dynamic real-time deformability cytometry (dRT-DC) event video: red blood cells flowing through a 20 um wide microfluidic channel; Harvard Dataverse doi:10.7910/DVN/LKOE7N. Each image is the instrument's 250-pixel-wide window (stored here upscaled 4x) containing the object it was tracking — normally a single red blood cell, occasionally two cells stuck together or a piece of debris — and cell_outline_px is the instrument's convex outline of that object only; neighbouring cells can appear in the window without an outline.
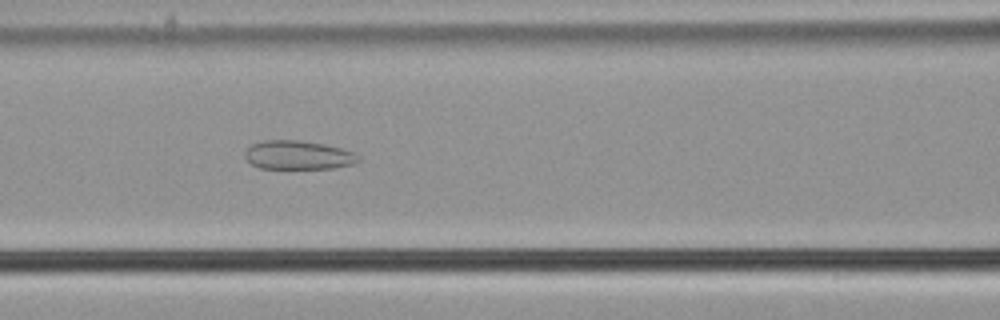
{"species": "common noctule bat (a hibernating species)", "species_latin": "Nyctalus noctula", "temperature_condition": "cold", "stored_images_in_passage": 44, "camera_frame_rate_fps": 3000, "um_per_image_px": 0.085, "animal": {"sex": "male", "body_mass_g": 21.5, "forearm_length_mm": 52.0}, "frame": {"image": 1, "passage_image": 13, "time_ms": 4.0, "image_size_px": [1000, 320], "cell_outline_px": [[360, 160], [356, 164], [332, 168], [260, 168], [252, 164], [244, 156], [244, 152], [252, 144], [264, 140], [300, 140], [324, 144], [340, 148], [352, 152], [360, 156]], "centroid_in_image_um": [25.36, 13.18], "position_along_channel_um": 141.2, "area_um2": 19.02}}
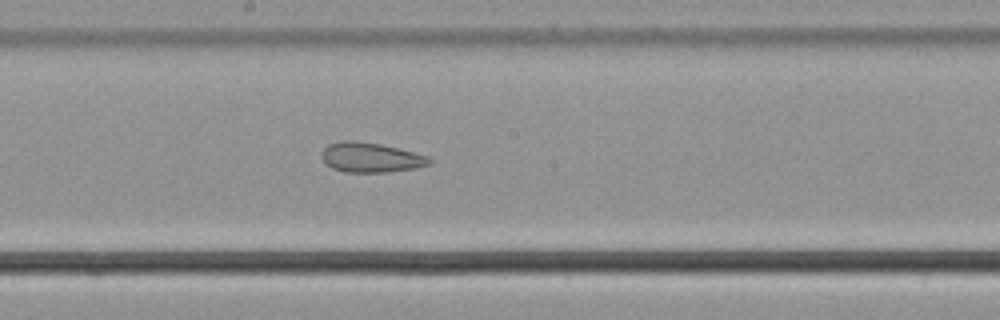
{"frame": {"image": 2, "passage_image": 19, "time_ms": 6.0, "image_size_px": [1000, 320], "cell_outline_px": [[432, 164], [416, 168], [388, 172], [344, 172], [332, 168], [324, 164], [320, 156], [324, 148], [328, 144], [344, 140], [356, 140], [380, 144], [428, 156], [432, 160]], "centroid_in_image_um": [31.48, 13.39], "position_along_channel_um": 216.7, "area_um2": 18.84}}
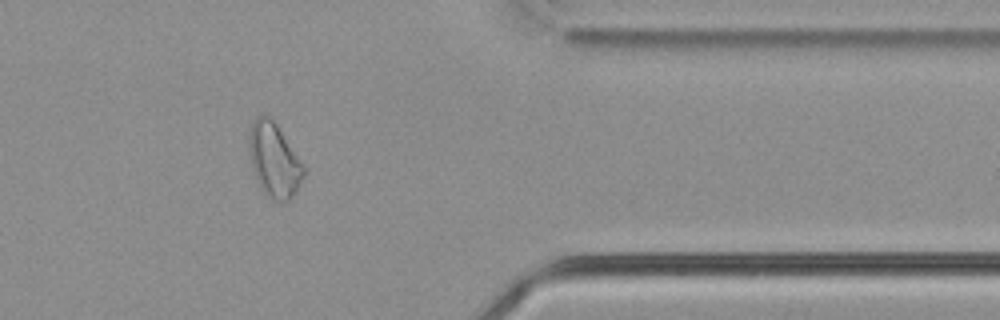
{"frame": {"image": 3, "passage_image": 34, "time_ms": 11.0, "image_size_px": [1000, 320], "cell_outline_px": [[304, 176], [300, 184], [292, 196], [288, 200], [272, 200], [260, 188], [252, 168], [248, 148], [248, 136], [252, 124], [256, 116], [260, 112], [264, 112], [272, 116], [304, 164]], "centroid_in_image_um": [23.28, 13.52], "position_along_channel_um": 388.1, "area_um2": 23.99}, "authors_computed_cell_mechanics": {"area_um2": 22.1374, "velocity_mm_per_s": 3.7777, "shape_relaxation_time_tau1_ms": null, "shape_relaxation_time_tau2_ms": 3.3375, "deformation_change_tau1": null, "deformation_change_tau2": 0.1109}}